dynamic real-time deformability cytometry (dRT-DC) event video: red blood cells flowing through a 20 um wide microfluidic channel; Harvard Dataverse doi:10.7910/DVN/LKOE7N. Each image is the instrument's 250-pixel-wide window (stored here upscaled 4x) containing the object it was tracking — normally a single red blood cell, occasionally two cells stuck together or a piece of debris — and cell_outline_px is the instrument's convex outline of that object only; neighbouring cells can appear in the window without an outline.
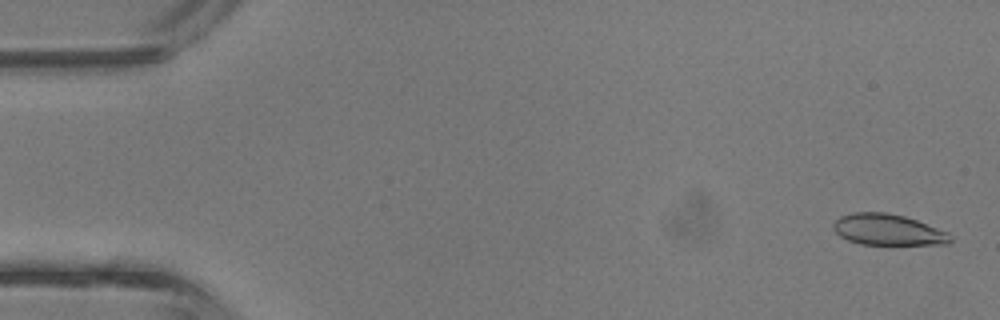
{"species": "common noctule bat (a hibernating species)", "species_latin": "Nyctalus noctula", "temperature_condition": "room temperature", "stored_images_in_passage": 42, "camera_frame_rate_fps": 3000, "um_per_image_px": 0.085, "animal": {"sex": "male", "body_mass_g": 13.3}, "frame": {"image": 1, "passage_image": 2, "time_ms": 0.333, "image_size_px": [1000, 320], "cell_outline_px": [[952, 240], [948, 244], [860, 244], [848, 240], [840, 236], [832, 228], [832, 224], [840, 216], [852, 212], [884, 212], [904, 216], [916, 220], [948, 232]], "centroid_in_image_um": [75.44, 19.52], "position_along_channel_um": 9.6, "area_um2": 21.1}}
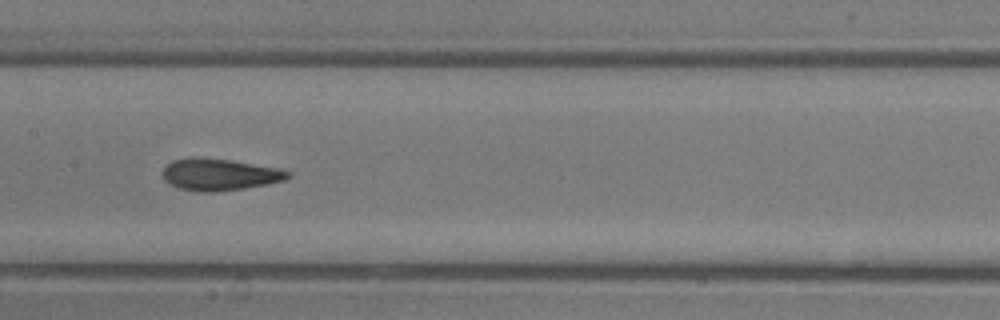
{"frame": {"image": 2, "passage_image": 21, "time_ms": 6.667, "image_size_px": [1000, 320], "cell_outline_px": [[292, 176], [284, 180], [268, 184], [244, 188], [216, 192], [200, 192], [180, 188], [164, 180], [164, 168], [172, 160], [232, 160], [280, 168], [292, 172]], "centroid_in_image_um": [18.78, 14.87], "position_along_channel_um": 188.6, "area_um2": 22.48}}
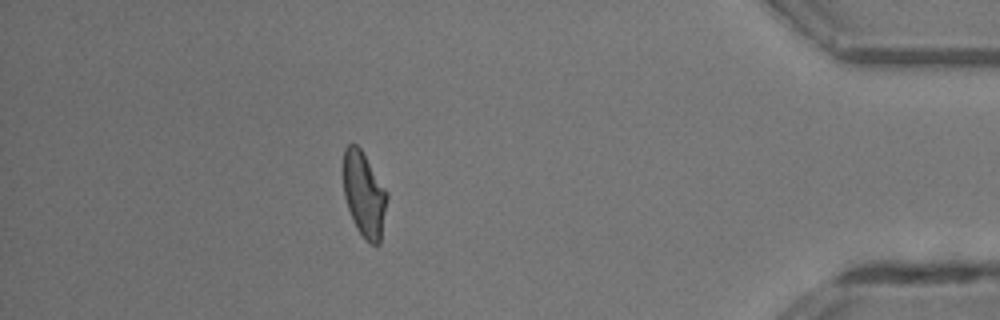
{"frame": {"image": 3, "passage_image": 37, "time_ms": 12.0, "image_size_px": [1000, 320], "cell_outline_px": [[388, 196], [380, 244], [372, 244], [356, 228], [348, 208], [344, 196], [340, 172], [340, 168], [344, 148], [348, 144], [356, 144], [360, 148], [388, 192]], "centroid_in_image_um": [30.9, 16.45], "position_along_channel_um": 404.3, "area_um2": 22.14}, "authors_computed_cell_mechanics": {"area_um2": 22.3975, "velocity_mm_per_s": 4.9802, "shape_relaxation_time_tau1_ms": 3.7158, "shape_relaxation_time_tau2_ms": 1.4194, "deformation_change_tau1": 0.1545, "deformation_change_tau2": 0.0703}}